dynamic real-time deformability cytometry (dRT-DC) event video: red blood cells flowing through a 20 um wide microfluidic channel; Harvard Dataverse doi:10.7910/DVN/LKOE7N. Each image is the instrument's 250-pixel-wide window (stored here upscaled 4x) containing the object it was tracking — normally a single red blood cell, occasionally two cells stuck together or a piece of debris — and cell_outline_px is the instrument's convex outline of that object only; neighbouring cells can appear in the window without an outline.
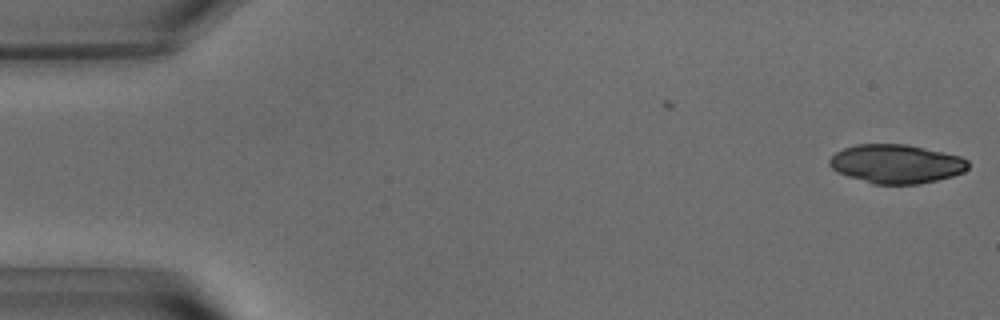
{"species": "common noctule bat (a hibernating species)", "species_latin": "Nyctalus noctula", "temperature_condition": "warm", "stored_images_in_passage": 2, "camera_frame_rate_fps": 3000, "um_per_image_px": 0.085, "animal": {"sex": "male", "body_mass_g": 15.6}, "frame": {"image": 1, "passage_image": 2, "time_ms": 0.333, "image_size_px": [1000, 320], "cell_outline_px": [[968, 168], [964, 172], [952, 176], [920, 184], [872, 184], [848, 176], [832, 168], [828, 164], [828, 160], [836, 152], [844, 148], [856, 144], [904, 144], [960, 156], [968, 160]], "centroid_in_image_um": [76.17, 13.93], "position_along_channel_um": 8.8, "area_um2": 31.21}}